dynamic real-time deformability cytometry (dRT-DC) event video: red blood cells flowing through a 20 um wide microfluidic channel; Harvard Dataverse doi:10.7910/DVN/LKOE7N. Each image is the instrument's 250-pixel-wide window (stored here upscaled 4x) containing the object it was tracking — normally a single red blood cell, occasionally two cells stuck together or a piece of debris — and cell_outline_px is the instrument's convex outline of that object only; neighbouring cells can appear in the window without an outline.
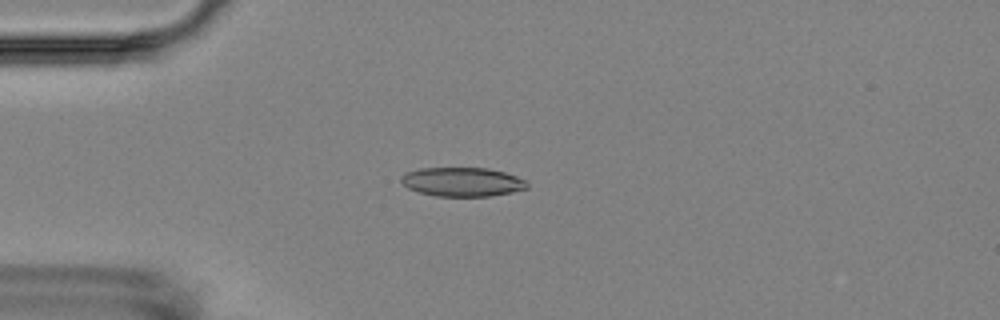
{"species": "Egyptian fruit bat (a non-hibernating species)", "species_latin": "Rousettus aegyptiacus", "temperature_condition": "room temperature", "stored_images_in_passage": 16, "camera_frame_rate_fps": 3000, "um_per_image_px": 0.085, "animal": {"sex": "female"}, "frame": {"image": 1, "passage_image": 4, "time_ms": 3.333, "image_size_px": [1000, 320], "cell_outline_px": [[528, 188], [512, 192], [492, 196], [436, 196], [420, 192], [408, 188], [400, 180], [400, 176], [404, 172], [420, 168], [488, 168], [504, 172], [516, 176], [524, 180], [528, 184]], "centroid_in_image_um": [39.28, 15.45], "position_along_channel_um": 45.7, "area_um2": 21.33}}
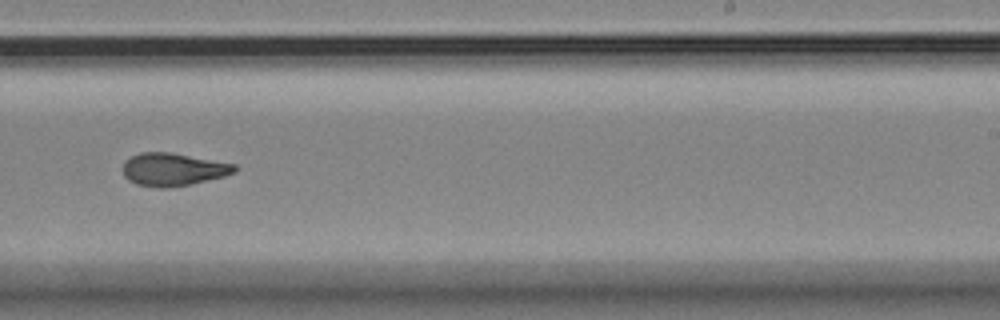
{"frame": {"image": 2, "passage_image": 10, "time_ms": 10.333, "image_size_px": [1000, 320], "cell_outline_px": [[236, 172], [224, 176], [192, 184], [168, 188], [160, 188], [136, 184], [128, 180], [124, 176], [124, 160], [140, 152], [168, 152], [236, 164]], "centroid_in_image_um": [14.71, 14.41], "position_along_channel_um": 274.3, "area_um2": 21.33}}
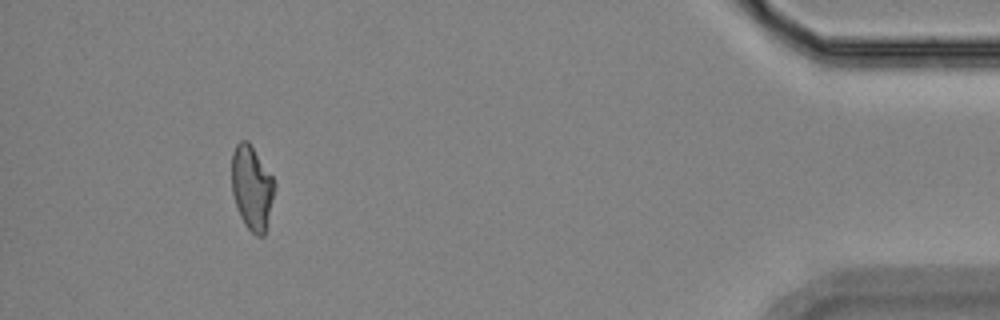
{"frame": {"image": 3, "passage_image": 15, "time_ms": 16.0, "image_size_px": [1000, 320], "cell_outline_px": [[276, 188], [264, 236], [256, 236], [244, 224], [240, 216], [232, 192], [232, 152], [236, 144], [240, 140], [248, 140], [272, 176], [276, 184]], "centroid_in_image_um": [21.42, 15.95], "position_along_channel_um": 413.8, "area_um2": 21.04}, "authors_computed_cell_mechanics": {"area_um2": 21.3571, "velocity_mm_per_s": 3.5253, "shape_relaxation_time_tau1_ms": null, "shape_relaxation_time_tau2_ms": 1.8883, "deformation_change_tau1": null, "deformation_change_tau2": 0.0633}}